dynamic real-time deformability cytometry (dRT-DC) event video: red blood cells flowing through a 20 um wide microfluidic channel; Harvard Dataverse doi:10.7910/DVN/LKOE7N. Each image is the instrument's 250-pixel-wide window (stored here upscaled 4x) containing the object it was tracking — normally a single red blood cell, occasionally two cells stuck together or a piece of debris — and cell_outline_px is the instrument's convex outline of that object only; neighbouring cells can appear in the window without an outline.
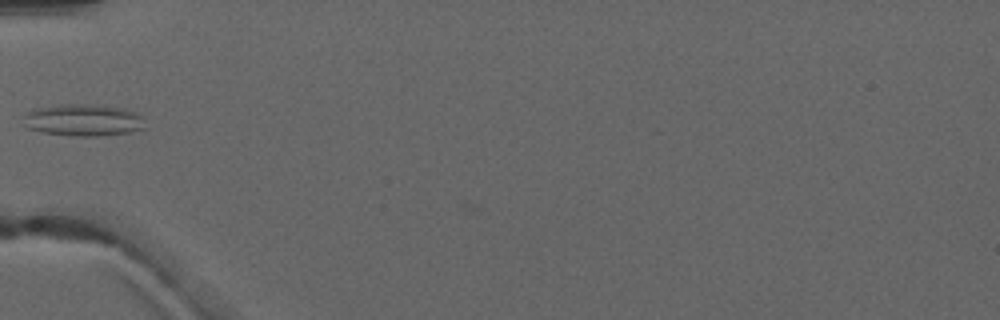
{"species": "common noctule bat (a hibernating species)", "species_latin": "Nyctalus noctula", "temperature_condition": "warm", "stored_images_in_passage": 4, "camera_frame_rate_fps": 3000, "um_per_image_px": 0.085, "animal": {"sex": "male", "forearm_length_mm": 52.5}, "frame": {"image": 1, "passage_image": 4, "time_ms": 3.333, "image_size_px": [1000, 320], "cell_outline_px": [[144, 128], [128, 132], [100, 136], [72, 136], [40, 132], [28, 128], [20, 124], [24, 116], [32, 108], [68, 104], [96, 104], [124, 108], [140, 112], [144, 116]], "centroid_in_image_um": [7.07, 10.2], "position_along_channel_um": 77.9, "area_um2": 23.18}}